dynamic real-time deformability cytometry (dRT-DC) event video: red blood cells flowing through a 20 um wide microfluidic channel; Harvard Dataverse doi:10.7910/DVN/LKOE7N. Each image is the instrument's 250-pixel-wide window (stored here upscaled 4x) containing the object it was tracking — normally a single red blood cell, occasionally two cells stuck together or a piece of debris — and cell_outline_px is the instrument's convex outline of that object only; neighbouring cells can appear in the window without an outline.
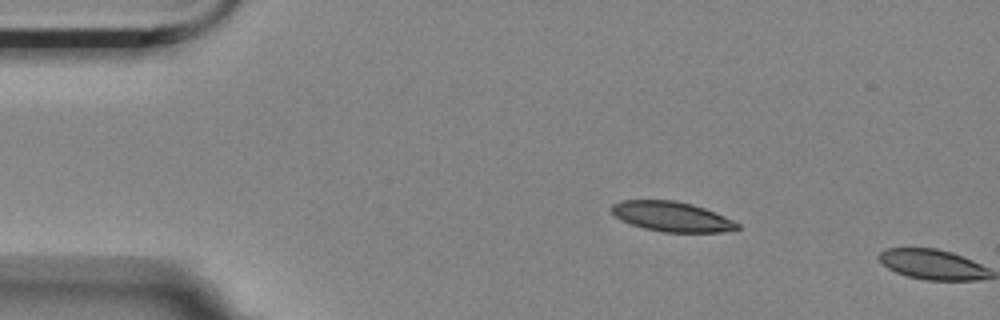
{"species": "Egyptian fruit bat (a non-hibernating species)", "species_latin": "Rousettus aegyptiacus", "temperature_condition": "room temperature", "stored_images_in_passage": 10, "camera_frame_rate_fps": 3000, "um_per_image_px": 0.085, "animal": {"sex": "female"}, "frame": {"image": 1, "passage_image": 9, "time_ms": 2.667, "image_size_px": [1000, 320], "cell_outline_px": [[740, 228], [720, 232], [664, 232], [644, 228], [620, 220], [608, 208], [612, 204], [624, 200], [676, 200], [692, 204], [704, 208], [724, 216], [740, 224]], "centroid_in_image_um": [57.07, 18.4], "position_along_channel_um": 27.9, "area_um2": 21.85}}